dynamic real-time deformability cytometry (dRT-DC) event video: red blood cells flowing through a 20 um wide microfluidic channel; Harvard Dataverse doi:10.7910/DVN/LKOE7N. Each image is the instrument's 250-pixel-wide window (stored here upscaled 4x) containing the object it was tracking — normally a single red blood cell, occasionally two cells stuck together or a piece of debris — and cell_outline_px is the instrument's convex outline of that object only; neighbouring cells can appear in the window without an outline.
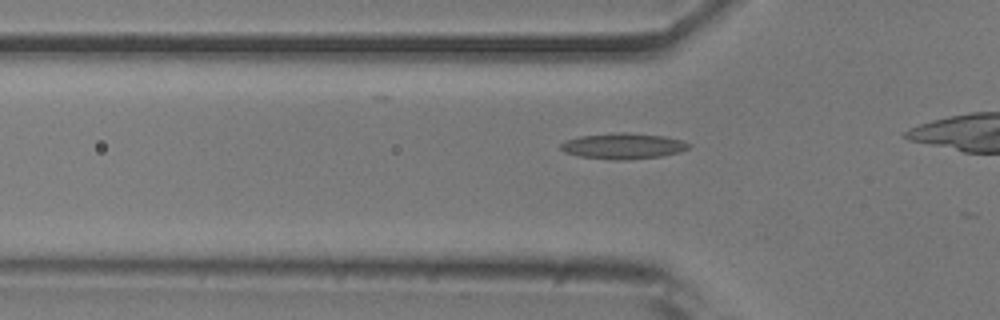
{"species": "common noctule bat (a hibernating species)", "species_latin": "Nyctalus noctula", "temperature_condition": "room temperature", "stored_images_in_passage": 12, "camera_frame_rate_fps": 3000, "um_per_image_px": 0.085, "animal": {"sex": "male", "body_mass_g": 20.5, "forearm_length_mm": 52.5}, "frame": {"image": 1, "passage_image": 6, "time_ms": 1.667, "image_size_px": [1000, 320], "cell_outline_px": [[692, 144], [688, 148], [680, 152], [660, 156], [628, 160], [612, 160], [580, 156], [564, 152], [560, 148], [560, 144], [564, 140], [580, 136], [612, 132], [624, 132], [664, 136], [684, 140]], "centroid_in_image_um": [52.96, 12.4], "position_along_channel_um": 72.8, "area_um2": 19.48}}
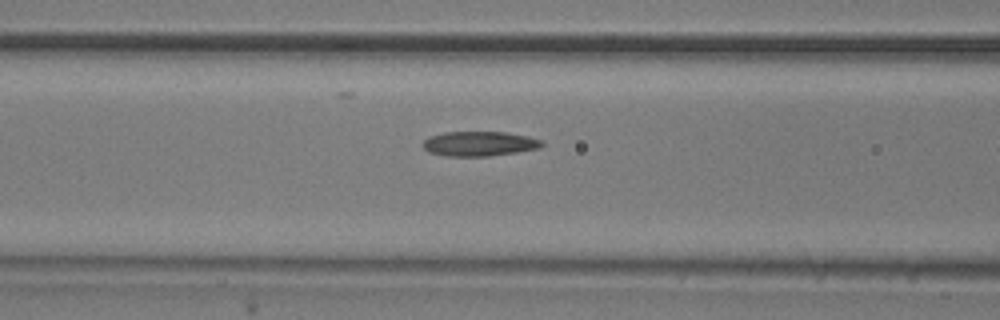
{"frame": {"image": 2, "passage_image": 10, "time_ms": 3.0, "image_size_px": [1000, 320], "cell_outline_px": [[544, 144], [540, 148], [516, 152], [488, 156], [444, 156], [428, 152], [420, 144], [428, 136], [444, 132], [508, 132], [528, 136], [544, 140]], "centroid_in_image_um": [40.73, 12.21], "position_along_channel_um": 125.9, "area_um2": 17.4}}